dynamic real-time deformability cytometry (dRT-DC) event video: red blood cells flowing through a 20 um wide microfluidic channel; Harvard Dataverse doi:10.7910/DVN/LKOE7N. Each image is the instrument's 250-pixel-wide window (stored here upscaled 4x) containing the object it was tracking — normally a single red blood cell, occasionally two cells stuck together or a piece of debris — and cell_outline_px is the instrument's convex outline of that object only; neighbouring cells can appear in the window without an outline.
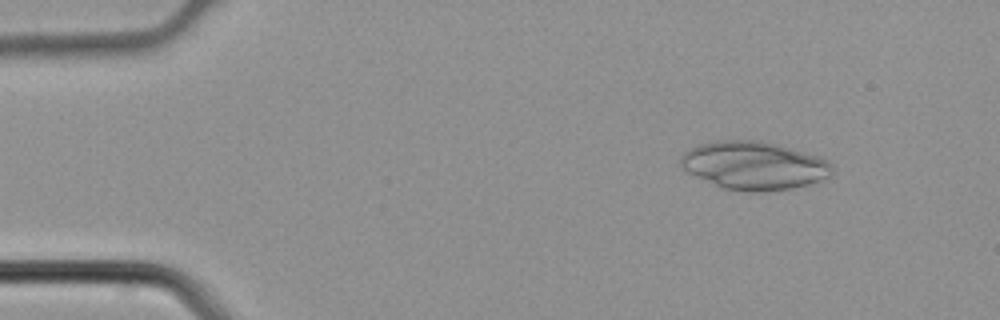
{"species": "common noctule bat (a hibernating species)", "species_latin": "Nyctalus noctula", "temperature_condition": "cold", "stored_images_in_passage": 3, "camera_frame_rate_fps": 3000, "um_per_image_px": 0.085, "animal": {"sex": "male", "body_mass_g": 21.5, "forearm_length_mm": 52.0}, "frame": {"image": 1, "passage_image": 1, "time_ms": 0.0, "image_size_px": [1000, 320], "cell_outline_px": [[832, 172], [828, 176], [820, 180], [808, 184], [792, 188], [764, 192], [752, 192], [724, 188], [696, 176], [688, 172], [680, 164], [680, 156], [688, 148], [700, 144], [716, 140], [760, 140], [776, 144], [820, 156], [828, 160], [832, 164]], "centroid_in_image_um": [64.09, 14.06], "position_along_channel_um": 20.9, "area_um2": 42.43}}